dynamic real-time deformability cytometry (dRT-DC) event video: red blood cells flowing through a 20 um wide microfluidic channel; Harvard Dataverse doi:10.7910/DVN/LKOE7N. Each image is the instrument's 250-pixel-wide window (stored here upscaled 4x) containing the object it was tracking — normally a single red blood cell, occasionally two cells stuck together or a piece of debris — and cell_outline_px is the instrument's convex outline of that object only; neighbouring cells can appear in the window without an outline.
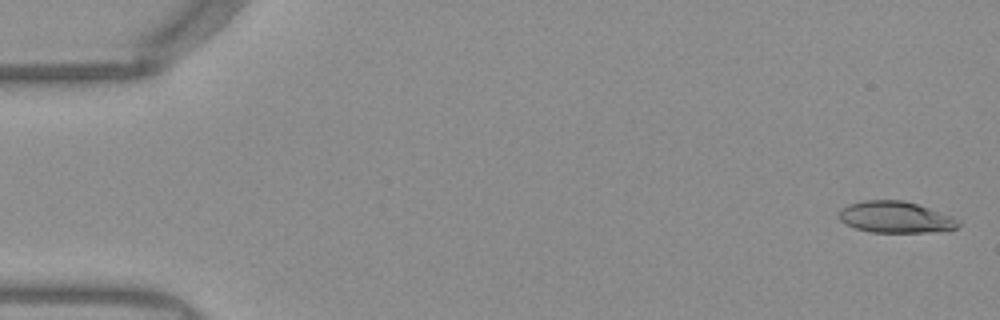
{"species": "Egyptian fruit bat (a non-hibernating species)", "species_latin": "Rousettus aegyptiacus", "temperature_condition": "warm", "stored_images_in_passage": 52, "camera_frame_rate_fps": 3000, "um_per_image_px": 0.085, "frame": {"image": 1, "passage_image": 2, "time_ms": 0.333, "image_size_px": [1000, 320], "cell_outline_px": [[960, 224], [956, 228], [924, 232], [872, 232], [856, 228], [840, 220], [836, 216], [840, 208], [848, 204], [864, 200], [904, 200], [952, 216], [960, 220]], "centroid_in_image_um": [76.06, 18.44], "position_along_channel_um": 8.9, "area_um2": 21.73}}
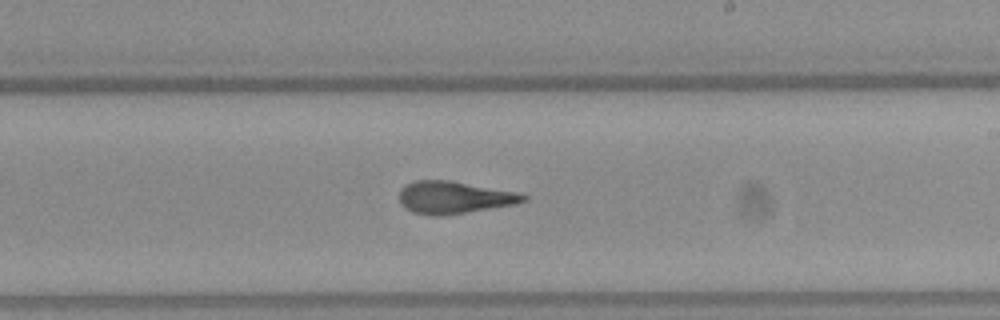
{"frame": {"image": 2, "passage_image": 31, "time_ms": 10.0, "image_size_px": [1000, 320], "cell_outline_px": [[528, 200], [516, 204], [444, 216], [432, 216], [412, 212], [404, 208], [400, 204], [400, 188], [416, 180], [448, 180], [516, 192], [528, 196]], "centroid_in_image_um": [38.58, 16.8], "position_along_channel_um": 250.4, "area_um2": 23.41}}
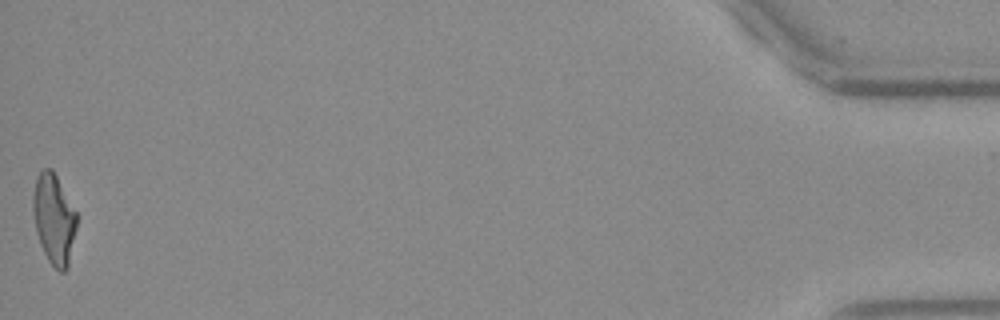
{"frame": {"image": 3, "passage_image": 52, "time_ms": 17.0, "image_size_px": [1000, 320], "cell_outline_px": [[76, 228], [68, 268], [64, 272], [60, 272], [48, 260], [40, 244], [36, 232], [32, 208], [32, 196], [36, 176], [44, 168], [52, 168], [76, 212]], "centroid_in_image_um": [4.56, 18.61], "position_along_channel_um": 430.6, "area_um2": 22.89}, "authors_computed_cell_mechanics": {"area_um2": 23.0333, "velocity_mm_per_s": 3.9538, "shape_relaxation_time_tau1_ms": null, "shape_relaxation_time_tau2_ms": 1.9138, "deformation_change_tau1": null, "deformation_change_tau2": 0.1201}}